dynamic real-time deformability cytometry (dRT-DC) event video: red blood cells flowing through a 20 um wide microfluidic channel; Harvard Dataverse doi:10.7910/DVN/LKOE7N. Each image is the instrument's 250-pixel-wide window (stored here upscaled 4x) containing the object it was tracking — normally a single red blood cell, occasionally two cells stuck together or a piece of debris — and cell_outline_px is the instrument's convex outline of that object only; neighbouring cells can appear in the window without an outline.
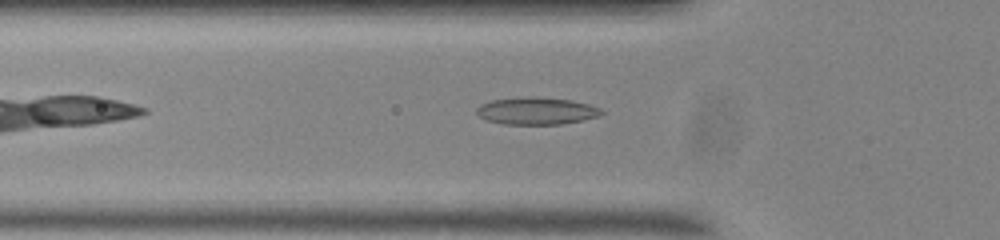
{"species": "common noctule bat (a hibernating species)", "species_latin": "Nyctalus noctula", "temperature_condition": "room temperature", "stored_images_in_passage": 42, "camera_frame_rate_fps": 3000, "um_per_image_px": 0.085, "animal": {"sex": "male", "body_mass_g": 20.0, "forearm_length_mm": 53.3}, "frame": {"image": 1, "passage_image": 7, "time_ms": 2.0, "image_size_px": [1000, 240], "cell_outline_px": [[604, 112], [600, 116], [560, 124], [504, 124], [488, 120], [480, 116], [476, 112], [476, 108], [480, 104], [492, 100], [528, 96], [536, 96], [572, 100], [588, 104], [600, 108]], "centroid_in_image_um": [45.6, 9.41], "position_along_channel_um": 80.2, "area_um2": 19.77}}
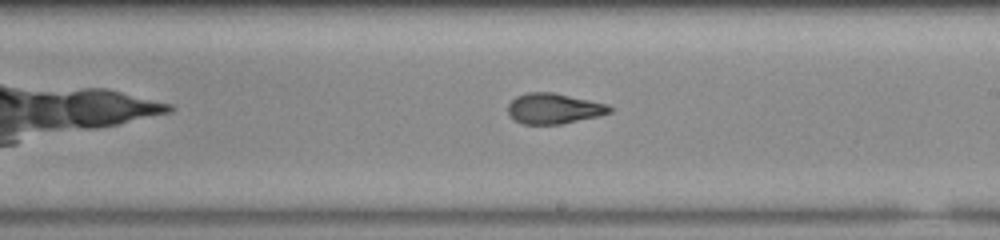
{"frame": {"image": 2, "passage_image": 20, "time_ms": 6.333, "image_size_px": [1000, 240], "cell_outline_px": [[612, 112], [596, 116], [560, 124], [524, 124], [516, 120], [508, 112], [508, 104], [516, 96], [528, 92], [552, 92], [608, 104], [612, 108]], "centroid_in_image_um": [47.07, 9.21], "position_along_channel_um": 241.9, "area_um2": 17.8}}
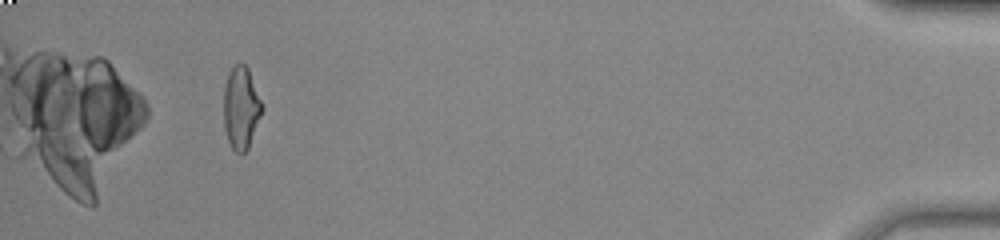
{"frame": {"image": 3, "passage_image": 40, "time_ms": 13.0, "image_size_px": [1000, 240], "cell_outline_px": [[264, 108], [248, 148], [244, 152], [236, 152], [232, 148], [228, 140], [224, 128], [224, 88], [228, 72], [236, 64], [244, 64], [248, 68]], "centroid_in_image_um": [20.49, 9.16], "position_along_channel_um": 414.7, "area_um2": 18.26}, "authors_computed_cell_mechanics": {"area_um2": 18.3226, "velocity_mm_per_s": 3.7192, "shape_relaxation_time_tau1_ms": 8.3345, "shape_relaxation_time_tau2_ms": 1.6279, "deformation_change_tau1": 0.2005, "deformation_change_tau2": 0.093}}